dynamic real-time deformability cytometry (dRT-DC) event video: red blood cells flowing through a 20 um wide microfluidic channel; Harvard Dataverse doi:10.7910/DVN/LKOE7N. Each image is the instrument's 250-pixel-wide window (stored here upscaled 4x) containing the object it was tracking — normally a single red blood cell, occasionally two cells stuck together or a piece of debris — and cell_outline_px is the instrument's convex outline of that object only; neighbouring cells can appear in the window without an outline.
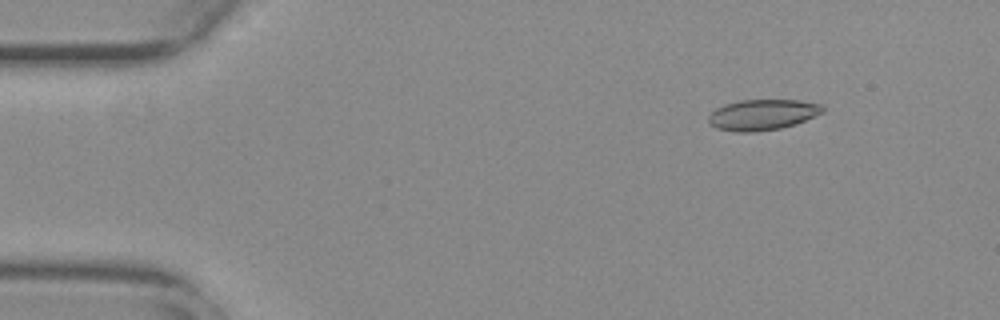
{"species": "common noctule bat (a hibernating species)", "species_latin": "Nyctalus noctula", "temperature_condition": "warm", "stored_images_in_passage": 40, "camera_frame_rate_fps": 3000, "um_per_image_px": 0.085, "animal": {"sex": "female", "body_mass_g": 29.2, "forearm_length_mm": 56.3}, "frame": {"image": 1, "passage_image": 1, "time_ms": 0.0, "image_size_px": [1000, 320], "cell_outline_px": [[824, 112], [796, 124], [780, 128], [756, 132], [732, 132], [716, 128], [708, 120], [708, 116], [716, 108], [724, 104], [740, 100], [800, 100], [820, 104], [824, 108]], "centroid_in_image_um": [64.8, 9.75], "position_along_channel_um": 20.2, "area_um2": 20.52}}
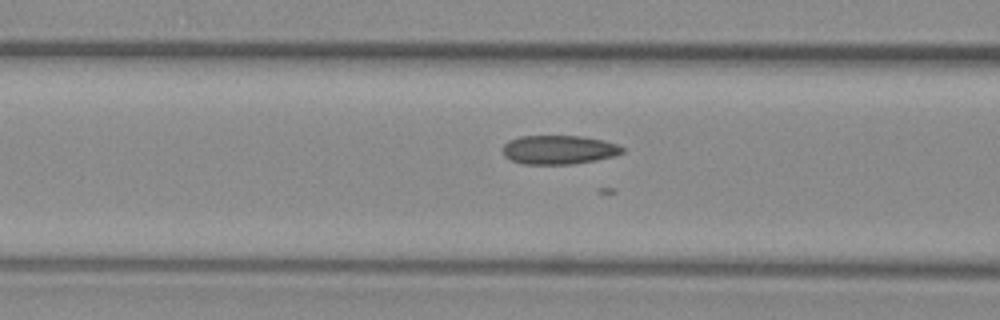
{"frame": {"image": 2, "passage_image": 16, "time_ms": 5.0, "image_size_px": [1000, 320], "cell_outline_px": [[624, 152], [612, 156], [596, 160], [572, 164], [524, 164], [512, 160], [504, 156], [504, 144], [508, 140], [520, 136], [580, 136], [604, 140], [616, 144], [624, 148]], "centroid_in_image_um": [47.5, 12.72], "position_along_channel_um": 119.1, "area_um2": 20.06}}
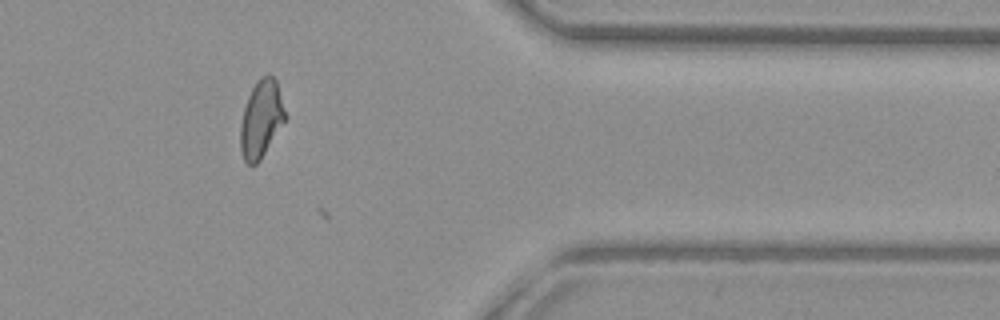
{"frame": {"image": 3, "passage_image": 39, "time_ms": 12.667, "image_size_px": [1000, 320], "cell_outline_px": [[288, 116], [260, 160], [256, 164], [248, 164], [244, 160], [240, 148], [240, 124], [244, 108], [248, 96], [256, 80], [260, 76], [268, 72], [276, 80]], "centroid_in_image_um": [22.21, 10.07], "position_along_channel_um": 389.2, "area_um2": 20.4}}